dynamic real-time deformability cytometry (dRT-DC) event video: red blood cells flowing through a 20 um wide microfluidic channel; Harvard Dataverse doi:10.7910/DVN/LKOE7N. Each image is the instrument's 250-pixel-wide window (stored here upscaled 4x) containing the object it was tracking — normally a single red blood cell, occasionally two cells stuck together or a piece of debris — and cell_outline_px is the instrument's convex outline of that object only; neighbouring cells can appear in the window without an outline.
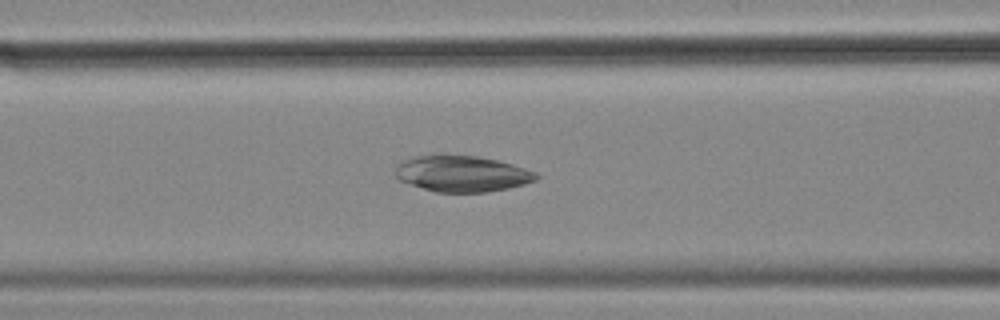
{"species": "common noctule bat (a hibernating species)", "species_latin": "Nyctalus noctula", "temperature_condition": "cold", "stored_images_in_passage": 41, "camera_frame_rate_fps": 3000, "um_per_image_px": 0.085, "animal": {"sex": "female", "body_mass_g": 18.4}, "frame": {"image": 1, "passage_image": 7, "time_ms": 2.0, "image_size_px": [1000, 320], "cell_outline_px": [[540, 176], [536, 180], [524, 184], [508, 188], [488, 192], [436, 192], [400, 180], [396, 176], [396, 164], [412, 156], [436, 152], [476, 156], [496, 160], [512, 164], [536, 172]], "centroid_in_image_um": [39.24, 14.72], "position_along_channel_um": 127.4, "area_um2": 30.11}}
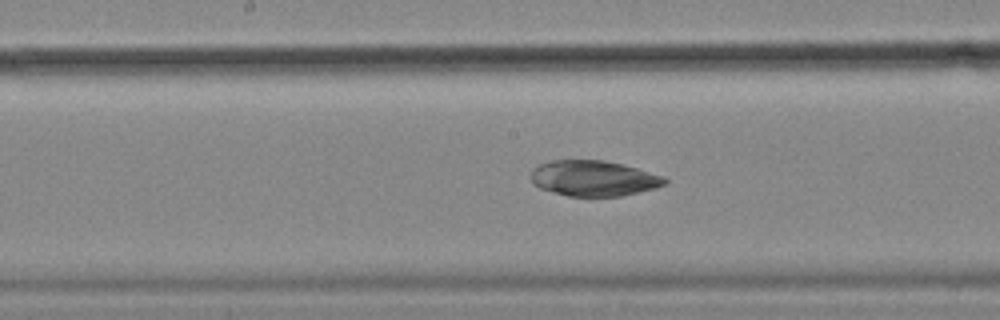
{"frame": {"image": 2, "passage_image": 13, "time_ms": 4.0, "image_size_px": [1000, 320], "cell_outline_px": [[668, 184], [656, 188], [620, 196], [568, 196], [540, 188], [532, 184], [532, 168], [540, 164], [552, 160], [604, 160], [636, 168], [664, 176], [668, 180]], "centroid_in_image_um": [50.47, 15.16], "position_along_channel_um": 197.7, "area_um2": 27.69}}
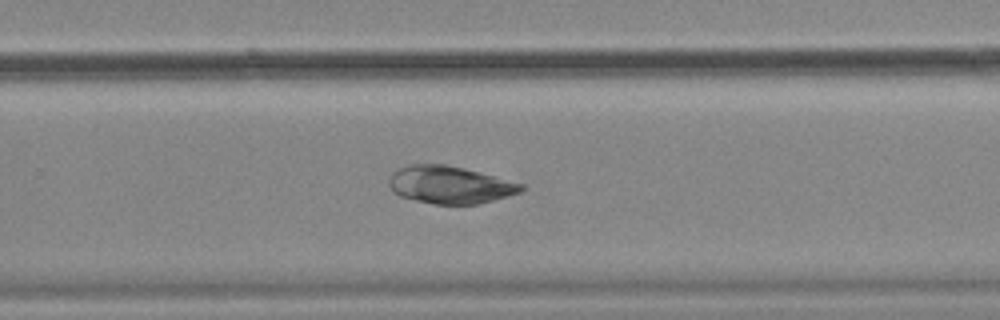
{"frame": {"image": 3, "passage_image": 21, "time_ms": 6.667, "image_size_px": [1000, 320], "cell_outline_px": [[524, 188], [520, 192], [492, 200], [476, 204], [432, 204], [400, 196], [392, 192], [388, 184], [388, 180], [392, 172], [396, 168], [408, 164], [444, 164], [464, 168], [480, 172], [524, 184]], "centroid_in_image_um": [38.18, 15.7], "position_along_channel_um": 291.6, "area_um2": 28.96}}